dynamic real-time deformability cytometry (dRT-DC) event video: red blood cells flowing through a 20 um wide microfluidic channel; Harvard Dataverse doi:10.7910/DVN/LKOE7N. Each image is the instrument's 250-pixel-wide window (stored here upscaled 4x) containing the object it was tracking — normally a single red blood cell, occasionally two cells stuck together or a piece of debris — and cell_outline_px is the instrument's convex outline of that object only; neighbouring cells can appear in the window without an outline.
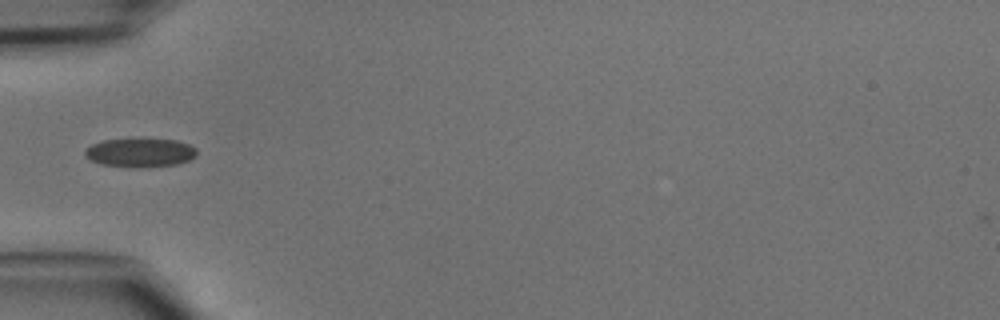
{"species": "common noctule bat (a hibernating species)", "species_latin": "Nyctalus noctula", "temperature_condition": "cold", "stored_images_in_passage": 32, "camera_frame_rate_fps": 3000, "um_per_image_px": 0.085, "animal": {"sex": "male", "body_mass_g": 15.6}, "frame": {"image": 1, "passage_image": 1, "time_ms": 0.0, "image_size_px": [1000, 320], "cell_outline_px": [[196, 156], [188, 160], [176, 164], [140, 168], [100, 164], [84, 156], [84, 152], [92, 144], [104, 140], [176, 140], [188, 144], [196, 148]], "centroid_in_image_um": [11.91, 12.99], "position_along_channel_um": 73.1, "area_um2": 18.38}}
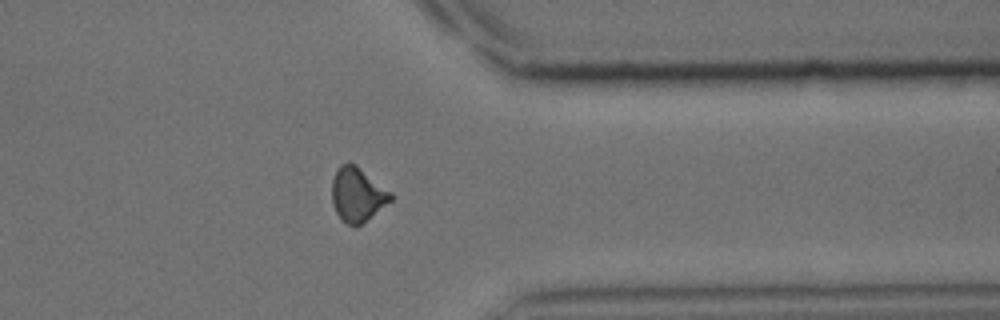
{"frame": {"image": 2, "passage_image": 23, "time_ms": 7.333, "image_size_px": [1000, 320], "cell_outline_px": [[392, 200], [356, 228], [340, 220], [332, 204], [332, 180], [340, 164], [356, 164], [392, 192]], "centroid_in_image_um": [30.38, 16.56], "position_along_channel_um": 381.0, "area_um2": 18.61}}
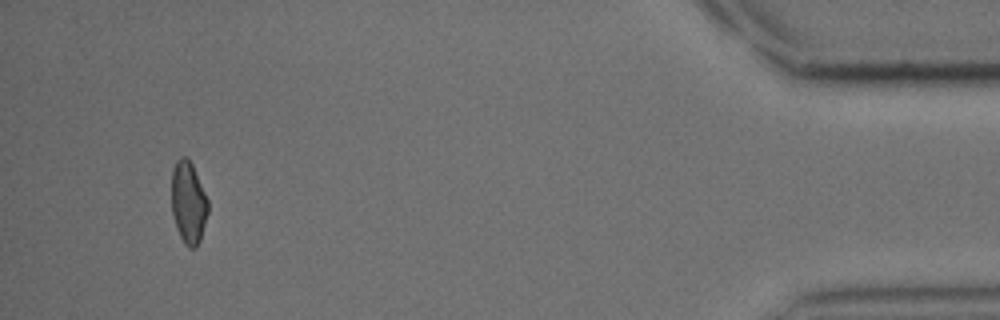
{"frame": {"image": 3, "passage_image": 30, "time_ms": 9.667, "image_size_px": [1000, 320], "cell_outline_px": [[208, 212], [200, 240], [196, 248], [188, 248], [184, 244], [176, 228], [172, 212], [172, 168], [176, 160], [180, 156], [184, 156], [192, 164], [208, 200]], "centroid_in_image_um": [16.0, 17.23], "position_along_channel_um": 419.2, "area_um2": 17.46}}